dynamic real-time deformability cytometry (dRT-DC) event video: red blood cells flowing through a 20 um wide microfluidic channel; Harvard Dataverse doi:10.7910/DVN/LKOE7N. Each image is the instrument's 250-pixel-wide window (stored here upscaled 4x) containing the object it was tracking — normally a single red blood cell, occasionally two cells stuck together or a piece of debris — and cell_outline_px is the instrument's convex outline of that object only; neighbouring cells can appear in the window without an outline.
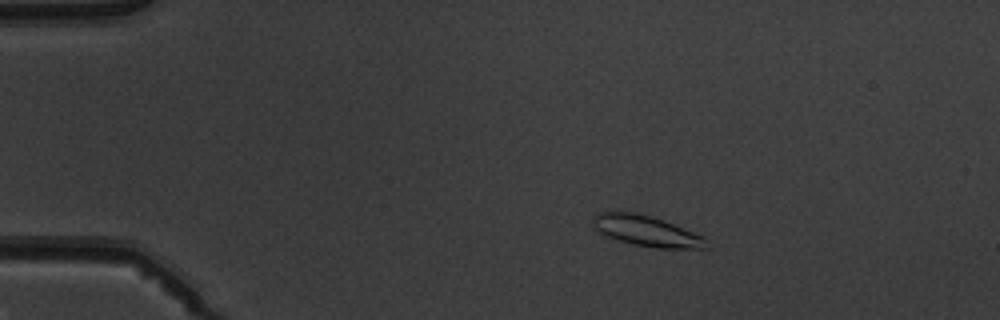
{"species": "common noctule bat (a hibernating species)", "species_latin": "Nyctalus noctula", "temperature_condition": "warm", "stored_images_in_passage": 3, "camera_frame_rate_fps": 3000, "um_per_image_px": 0.085, "animal": {"sex": "male", "body_mass_g": 19.5, "forearm_length_mm": 54.6}, "frame": {"image": 1, "passage_image": 2, "time_ms": 1.0, "image_size_px": [1000, 320], "cell_outline_px": [[704, 248], [656, 248], [632, 244], [616, 240], [596, 232], [592, 224], [592, 216], [596, 212], [620, 208], [652, 216], [664, 220], [704, 236]], "centroid_in_image_um": [54.77, 19.56], "position_along_channel_um": 30.2, "area_um2": 20.92}}